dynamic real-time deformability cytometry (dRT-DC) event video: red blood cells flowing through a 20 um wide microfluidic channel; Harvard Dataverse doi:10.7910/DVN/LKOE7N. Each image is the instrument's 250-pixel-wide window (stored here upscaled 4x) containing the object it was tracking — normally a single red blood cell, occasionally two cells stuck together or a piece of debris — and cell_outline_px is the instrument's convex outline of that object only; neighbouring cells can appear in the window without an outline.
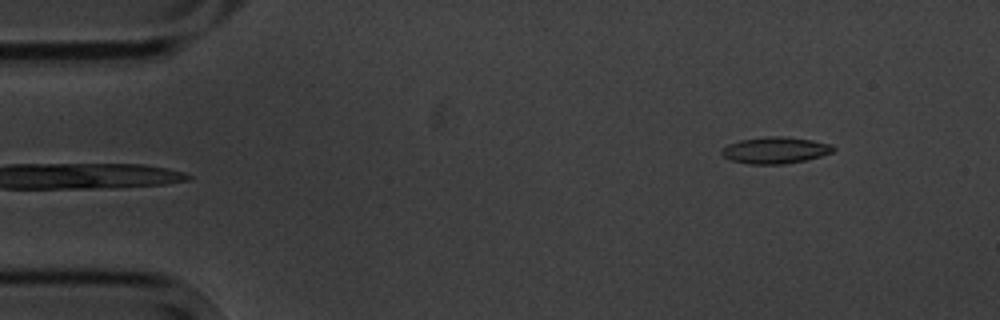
{"species": "common noctule bat (a hibernating species)", "species_latin": "Nyctalus noctula", "temperature_condition": "cold", "stored_images_in_passage": 3, "segment_of_instrument_passage": [2, 2], "camera_frame_rate_fps": 3000, "um_per_image_px": 0.085, "animal": {"sex": "male", "body_mass_g": 20.1, "forearm_length_mm": 53.5}, "frame": {"image": 1, "passage_image": 3, "time_ms": 3.0, "image_size_px": [1000, 320], "cell_outline_px": [[836, 148], [832, 152], [820, 156], [804, 160], [784, 164], [748, 164], [732, 160], [724, 156], [720, 152], [720, 148], [728, 144], [740, 140], [768, 136], [784, 136], [812, 140], [832, 144]], "centroid_in_image_um": [65.88, 12.76], "position_along_channel_um": 19.1, "area_um2": 17.28}}